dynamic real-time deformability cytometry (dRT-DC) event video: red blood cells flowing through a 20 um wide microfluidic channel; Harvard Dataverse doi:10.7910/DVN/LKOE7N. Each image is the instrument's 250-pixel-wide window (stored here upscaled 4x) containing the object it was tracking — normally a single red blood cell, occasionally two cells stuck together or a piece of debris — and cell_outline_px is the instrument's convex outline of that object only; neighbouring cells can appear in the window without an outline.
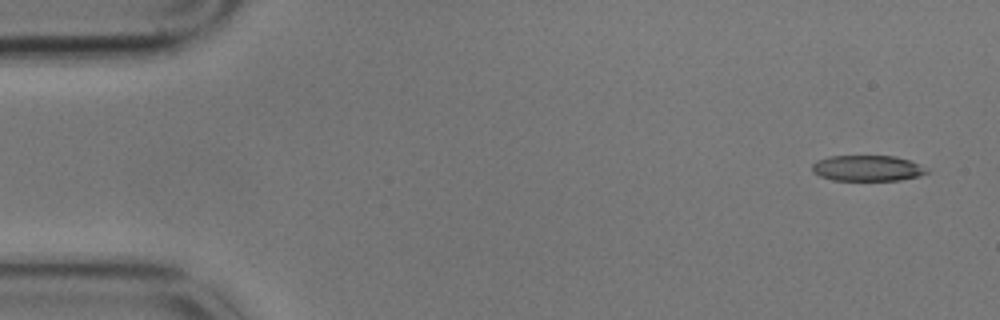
{"species": "common noctule bat (a hibernating species)", "species_latin": "Nyctalus noctula", "temperature_condition": "cold", "stored_images_in_passage": 4, "camera_frame_rate_fps": 3000, "um_per_image_px": 0.085, "animal": {"sex": "male", "body_mass_g": 17.9}, "frame": {"image": 1, "passage_image": 1, "time_ms": 0.0, "image_size_px": [1000, 320], "cell_outline_px": [[928, 172], [920, 176], [900, 180], [832, 180], [820, 176], [812, 172], [812, 164], [816, 160], [828, 156], [896, 156], [908, 160], [928, 168]], "centroid_in_image_um": [73.71, 14.29], "position_along_channel_um": 11.3, "area_um2": 17.28}}
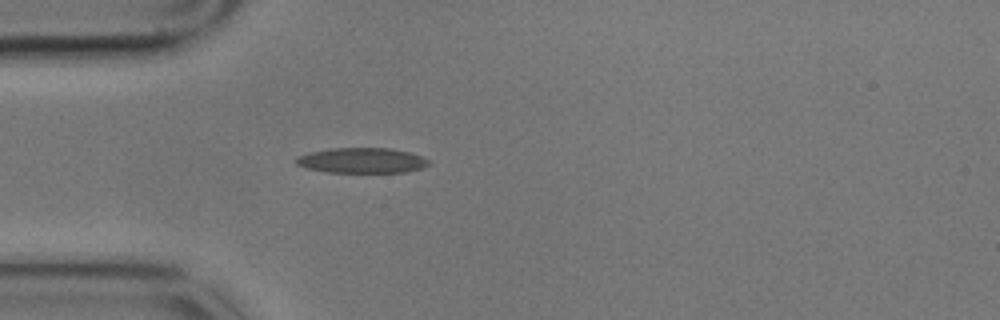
{"frame": {"image": 2, "passage_image": 4, "time_ms": 1.0, "image_size_px": [1000, 320], "cell_outline_px": [[428, 164], [420, 168], [408, 172], [328, 172], [308, 168], [296, 164], [296, 156], [308, 152], [332, 148], [392, 148], [408, 152], [420, 156], [428, 160]], "centroid_in_image_um": [30.72, 13.63], "position_along_channel_um": 54.3, "area_um2": 19.36}}